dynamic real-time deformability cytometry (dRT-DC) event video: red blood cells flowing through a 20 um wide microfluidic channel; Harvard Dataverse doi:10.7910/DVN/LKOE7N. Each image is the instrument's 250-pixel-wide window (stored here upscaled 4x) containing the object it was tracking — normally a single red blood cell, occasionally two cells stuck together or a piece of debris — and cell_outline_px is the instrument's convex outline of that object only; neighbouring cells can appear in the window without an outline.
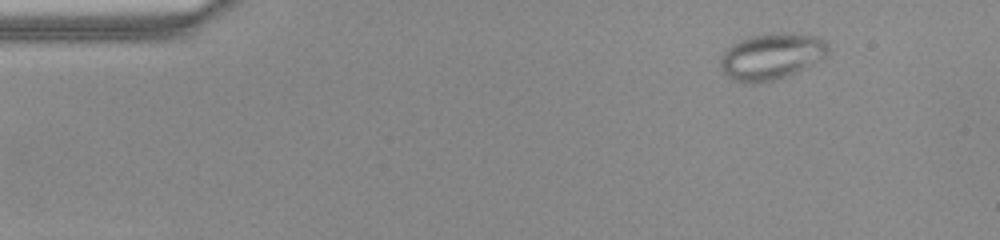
{"species": "common noctule bat (a hibernating species)", "species_latin": "Nyctalus noctula", "temperature_condition": "warm", "stored_images_in_passage": 46, "camera_frame_rate_fps": 3000, "um_per_image_px": 0.085, "animal": {"sex": "female", "body_mass_g": 22.0, "forearm_length_mm": 56.7}, "frame": {"image": 1, "passage_image": 1, "time_ms": 0.0, "image_size_px": [1000, 240], "cell_outline_px": [[828, 56], [824, 60], [784, 76], [772, 80], [732, 80], [720, 68], [720, 56], [732, 44], [748, 36], [772, 32], [784, 32], [816, 36], [824, 40], [828, 44]], "centroid_in_image_um": [65.62, 4.73], "position_along_channel_um": 19.4, "area_um2": 28.73}}
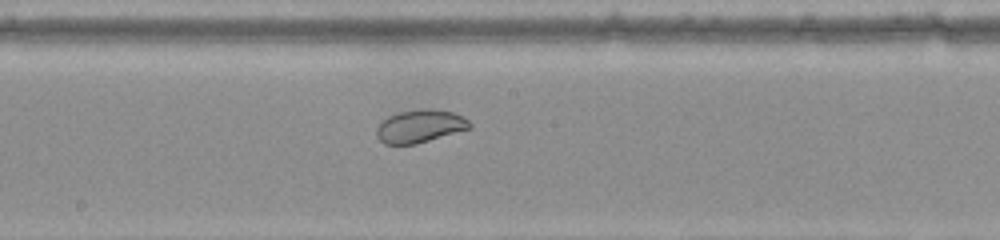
{"frame": {"image": 2, "passage_image": 22, "time_ms": 7.0, "image_size_px": [1000, 240], "cell_outline_px": [[472, 128], [416, 144], [384, 144], [376, 136], [376, 128], [388, 116], [400, 112], [420, 108], [432, 108], [452, 112], [464, 116], [472, 124]], "centroid_in_image_um": [35.73, 10.72], "position_along_channel_um": 212.5, "area_um2": 17.98}}
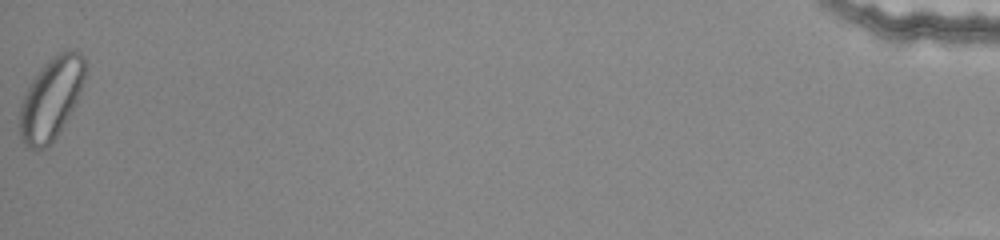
{"frame": {"image": 3, "passage_image": 46, "time_ms": 15.0, "image_size_px": [1000, 240], "cell_outline_px": [[84, 76], [76, 100], [60, 132], [48, 148], [36, 152], [28, 148], [20, 140], [20, 104], [32, 80], [40, 68], [52, 56], [68, 48], [76, 48], [84, 56]], "centroid_in_image_um": [4.32, 8.41], "position_along_channel_um": 430.9, "area_um2": 31.21}, "authors_computed_cell_mechanics": {"area_um2": 23.7847, "velocity_mm_per_s": 4.0119, "shape_relaxation_time_tau1_ms": 10.334, "shape_relaxation_time_tau2_ms": 0.8099, "deformation_change_tau1": 0.1559, "deformation_change_tau2": 0.0484}}